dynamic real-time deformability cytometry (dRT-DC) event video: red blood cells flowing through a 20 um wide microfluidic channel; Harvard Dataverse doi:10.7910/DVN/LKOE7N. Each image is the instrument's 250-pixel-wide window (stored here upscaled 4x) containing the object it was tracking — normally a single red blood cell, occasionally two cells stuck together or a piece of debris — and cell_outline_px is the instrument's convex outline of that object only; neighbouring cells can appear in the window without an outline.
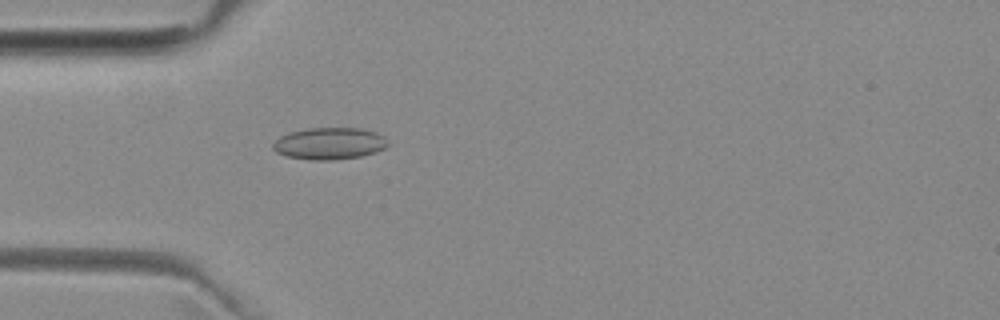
{"species": "common noctule bat (a hibernating species)", "species_latin": "Nyctalus noctula", "temperature_condition": "room temperature", "stored_images_in_passage": 5, "camera_frame_rate_fps": 3000, "um_per_image_px": 0.085, "animal": {"sex": "female", "body_mass_g": 29.2, "forearm_length_mm": 56.3}, "frame": {"image": 1, "passage_image": 5, "time_ms": 4.667, "image_size_px": [1000, 320], "cell_outline_px": [[388, 144], [384, 148], [376, 152], [360, 156], [336, 160], [312, 160], [284, 156], [276, 152], [272, 148], [272, 144], [280, 136], [288, 132], [308, 128], [360, 128], [376, 132], [384, 136], [388, 140]], "centroid_in_image_um": [27.98, 12.2], "position_along_channel_um": 57.0, "area_um2": 21.56}}